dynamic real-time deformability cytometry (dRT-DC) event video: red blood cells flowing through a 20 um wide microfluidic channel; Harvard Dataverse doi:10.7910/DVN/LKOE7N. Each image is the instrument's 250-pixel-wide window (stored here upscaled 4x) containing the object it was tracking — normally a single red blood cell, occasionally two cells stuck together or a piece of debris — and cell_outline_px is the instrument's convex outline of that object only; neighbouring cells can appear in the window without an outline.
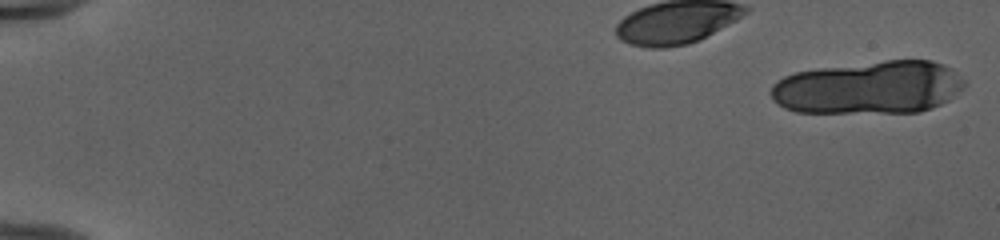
{"species": "human", "species_latin": "Homo sapiens", "temperature_condition": "cold", "stored_images_in_passage": 39, "camera_frame_rate_fps": 3000, "um_per_image_px": 0.085, "donor": {"sex": "female"}, "frame": {"image": 1, "passage_image": 1, "time_ms": 0.0, "image_size_px": [1000, 240], "cell_outline_px": [[968, 84], [964, 88], [948, 100], [932, 108], [920, 112], [796, 112], [784, 108], [772, 100], [772, 84], [776, 80], [784, 76], [796, 72], [820, 68], [884, 60], [932, 60], [944, 64], [952, 68], [968, 80]], "centroid_in_image_um": [73.92, 7.43], "position_along_channel_um": 11.1, "area_um2": 60.23}}
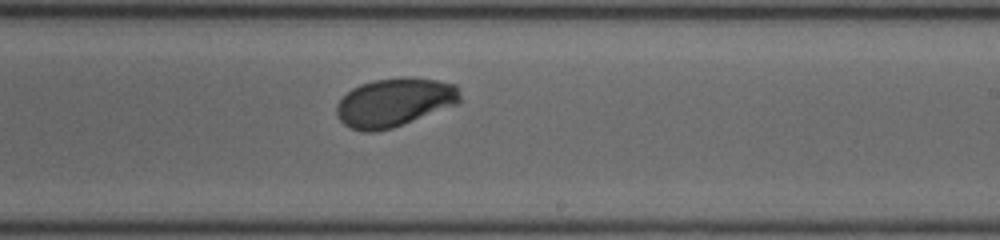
{"frame": {"image": 2, "passage_image": 26, "time_ms": 8.333, "image_size_px": [1000, 240], "cell_outline_px": [[460, 100], [456, 104], [392, 128], [376, 132], [364, 132], [352, 128], [344, 124], [336, 116], [336, 104], [352, 88], [360, 84], [376, 80], [408, 76], [412, 76], [436, 80], [456, 84], [460, 92]], "centroid_in_image_um": [33.51, 8.69], "position_along_channel_um": 255.5, "area_um2": 34.85}}
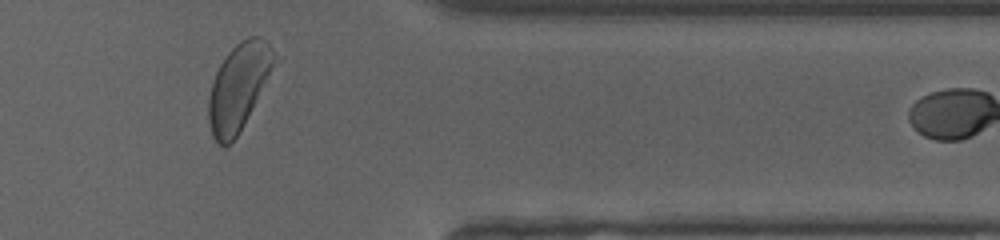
{"frame": {"image": 3, "passage_image": 37, "time_ms": 12.0, "image_size_px": [1000, 240], "cell_outline_px": [[284, 56], [236, 136], [224, 148], [212, 136], [208, 120], [208, 96], [216, 72], [220, 64], [228, 52], [240, 40], [248, 36], [260, 36]], "centroid_in_image_um": [20.39, 7.29], "position_along_channel_um": 391.0, "area_um2": 34.16}}